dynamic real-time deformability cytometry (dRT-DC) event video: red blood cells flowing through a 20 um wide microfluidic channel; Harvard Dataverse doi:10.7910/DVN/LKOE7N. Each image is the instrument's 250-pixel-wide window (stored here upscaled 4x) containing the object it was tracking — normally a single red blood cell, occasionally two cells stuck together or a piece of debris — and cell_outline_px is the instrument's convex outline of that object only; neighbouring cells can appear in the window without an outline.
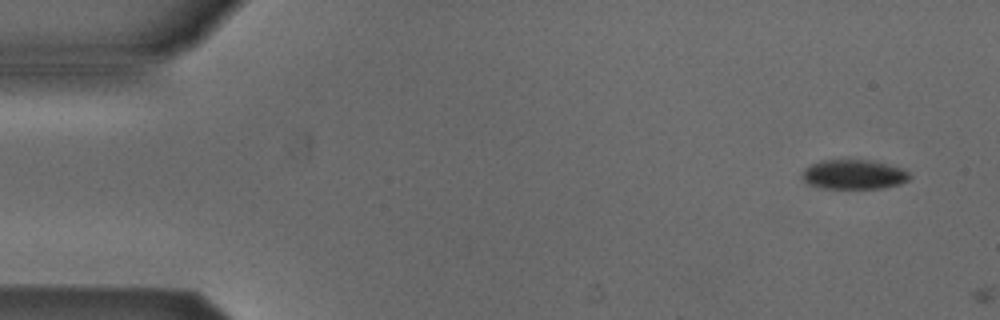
{"species": "Egyptian fruit bat (a non-hibernating species)", "species_latin": "Rousettus aegyptiacus", "temperature_condition": "cold", "stored_images_in_passage": 2, "camera_frame_rate_fps": 3000, "um_per_image_px": 0.085, "animal": {"sex": "male"}, "frame": {"image": 1, "passage_image": 1, "time_ms": 0.0, "image_size_px": [1000, 320], "cell_outline_px": [[912, 176], [908, 180], [900, 184], [880, 188], [824, 188], [812, 184], [804, 180], [804, 168], [808, 164], [820, 160], [848, 156], [872, 160], [904, 168]], "centroid_in_image_um": [72.59, 14.76], "position_along_channel_um": 12.4, "area_um2": 19.19}}